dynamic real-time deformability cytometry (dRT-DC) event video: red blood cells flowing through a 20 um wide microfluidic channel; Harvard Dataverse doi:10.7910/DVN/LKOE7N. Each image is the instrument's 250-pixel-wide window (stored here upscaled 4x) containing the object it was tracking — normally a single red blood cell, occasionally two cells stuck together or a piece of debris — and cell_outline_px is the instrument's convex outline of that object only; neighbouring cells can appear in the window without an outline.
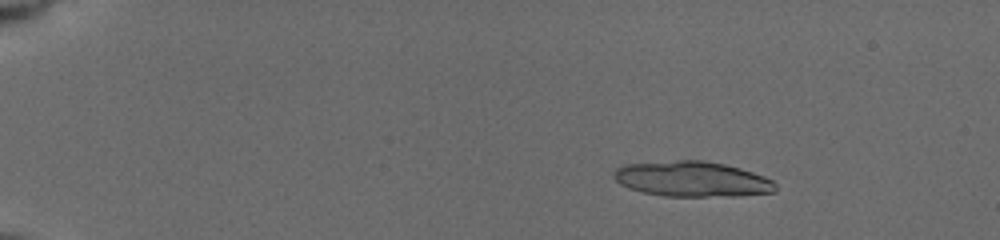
{"species": "common noctule bat (a hibernating species)", "species_latin": "Nyctalus noctula", "temperature_condition": "cold", "stored_images_in_passage": 35, "camera_frame_rate_fps": 3000, "um_per_image_px": 0.085, "animal": {"sex": "female", "body_mass_g": 19.5, "forearm_length_mm": 54.1}, "frame": {"image": 1, "passage_image": 5, "time_ms": 2.667, "image_size_px": [1000, 240], "cell_outline_px": [[776, 192], [740, 196], [664, 196], [644, 192], [628, 188], [620, 184], [612, 176], [616, 168], [620, 164], [676, 160], [704, 160], [724, 164], [740, 168], [764, 176], [772, 180], [776, 184]], "centroid_in_image_um": [58.81, 15.21], "position_along_channel_um": 26.2, "area_um2": 33.58}}
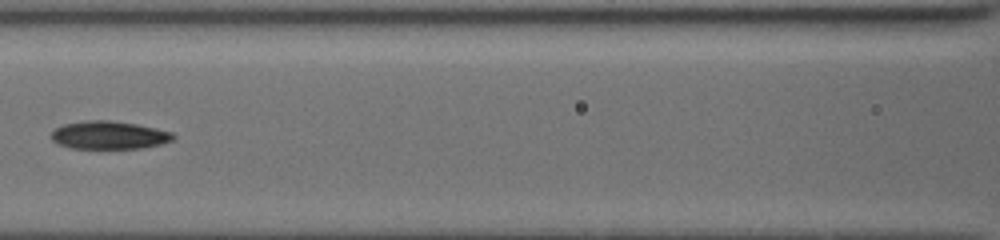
{"frame": {"image": 2, "passage_image": 15, "time_ms": 9.0, "image_size_px": [1000, 240], "cell_outline_px": [[176, 136], [172, 140], [160, 144], [140, 148], [68, 148], [52, 140], [52, 132], [56, 128], [64, 124], [88, 120], [108, 120], [136, 124], [156, 128], [172, 132]], "centroid_in_image_um": [9.28, 11.48], "position_along_channel_um": 157.3, "area_um2": 19.71}}
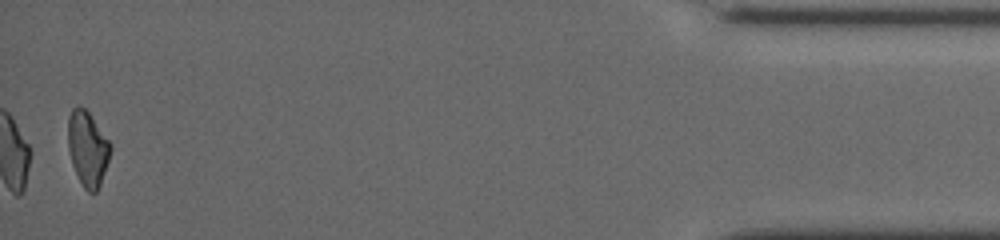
{"frame": {"image": 3, "passage_image": 35, "time_ms": 17.667, "image_size_px": [1000, 240], "cell_outline_px": [[112, 148], [100, 184], [96, 192], [88, 192], [84, 188], [72, 164], [68, 148], [68, 116], [72, 108], [84, 108], [88, 112], [112, 144]], "centroid_in_image_um": [7.45, 12.62], "position_along_channel_um": 427.8, "area_um2": 18.21}, "authors_computed_cell_mechanics": {"area_um2": 19.5364, "velocity_mm_per_s": 3.9513, "shape_relaxation_time_tau1_ms": 2.5905, "shape_relaxation_time_tau2_ms": 3.2813, "deformation_change_tau1": 0.1241, "deformation_change_tau2": 0.1021}}